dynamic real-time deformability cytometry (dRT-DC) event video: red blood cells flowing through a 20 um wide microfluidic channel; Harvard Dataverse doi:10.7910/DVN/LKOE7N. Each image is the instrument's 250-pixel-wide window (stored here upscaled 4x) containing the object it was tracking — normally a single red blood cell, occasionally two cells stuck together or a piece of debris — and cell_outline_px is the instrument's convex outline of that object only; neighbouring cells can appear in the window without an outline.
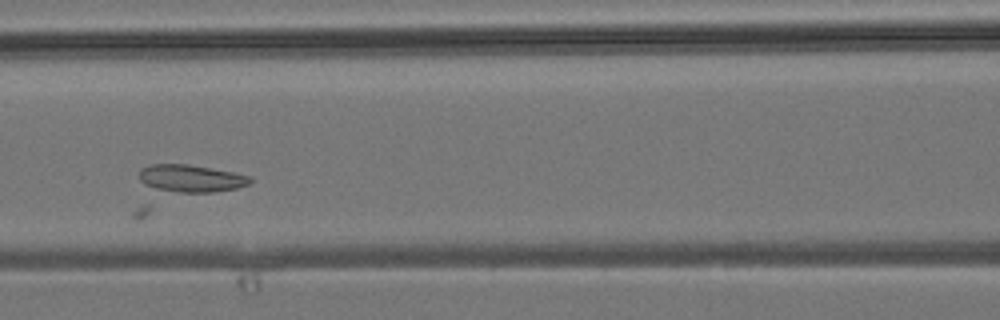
{"species": "common noctule bat (a hibernating species)", "species_latin": "Nyctalus noctula", "temperature_condition": "room temperature", "stored_images_in_passage": 7, "camera_frame_rate_fps": 3000, "um_per_image_px": 0.085, "animal": {"sex": "male", "body_mass_g": 19.2, "forearm_length_mm": 51.8}, "frame": {"image": 1, "passage_image": 5, "time_ms": 4.667, "image_size_px": [1000, 320], "cell_outline_px": [[252, 180], [248, 184], [140, 220], [136, 220], [132, 216], [132, 212], [140, 168], [148, 164], [188, 164], [232, 172], [252, 176]], "centroid_in_image_um": [15.28, 15.88], "position_along_channel_um": 151.3, "area_um2": 29.02}}